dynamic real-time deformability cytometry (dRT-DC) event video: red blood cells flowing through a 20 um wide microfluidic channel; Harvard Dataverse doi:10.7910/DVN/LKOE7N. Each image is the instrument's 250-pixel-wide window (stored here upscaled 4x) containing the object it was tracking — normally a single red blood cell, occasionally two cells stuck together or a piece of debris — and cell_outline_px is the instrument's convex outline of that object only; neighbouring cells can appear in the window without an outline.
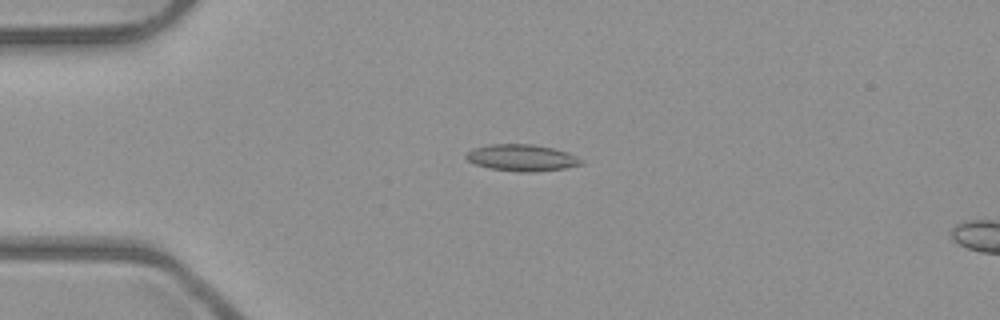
{"species": "common noctule bat (a hibernating species)", "species_latin": "Nyctalus noctula", "temperature_condition": "room temperature", "stored_images_in_passage": 16, "camera_frame_rate_fps": 3000, "um_per_image_px": 0.085, "animal": {"sex": "male", "body_mass_g": 23.1, "forearm_length_mm": 52.7}, "frame": {"image": 1, "passage_image": 12, "time_ms": 3.667, "image_size_px": [1000, 320], "cell_outline_px": [[584, 164], [564, 168], [528, 172], [520, 172], [488, 168], [476, 164], [468, 160], [464, 156], [472, 148], [492, 144], [532, 144], [552, 148], [568, 152], [584, 160]], "centroid_in_image_um": [44.36, 13.4], "position_along_channel_um": 40.6, "area_um2": 17.8}}